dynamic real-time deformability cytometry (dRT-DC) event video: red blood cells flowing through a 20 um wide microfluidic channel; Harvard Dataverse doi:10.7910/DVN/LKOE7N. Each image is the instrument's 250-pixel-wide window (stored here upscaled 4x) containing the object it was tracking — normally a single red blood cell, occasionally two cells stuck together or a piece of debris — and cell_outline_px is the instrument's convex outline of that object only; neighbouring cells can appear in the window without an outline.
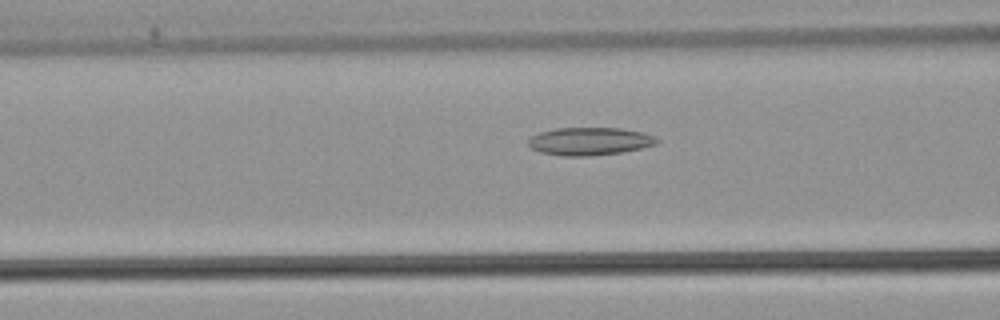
{"species": "common noctule bat (a hibernating species)", "species_latin": "Nyctalus noctula", "temperature_condition": "warm", "stored_images_in_passage": 34, "camera_frame_rate_fps": 3000, "um_per_image_px": 0.085, "animal": {"sex": "male", "body_mass_g": 21.5, "forearm_length_mm": 52.0}, "frame": {"image": 1, "passage_image": 11, "time_ms": 3.333, "image_size_px": [1000, 320], "cell_outline_px": [[660, 140], [656, 144], [640, 148], [620, 152], [588, 156], [564, 156], [540, 152], [532, 148], [528, 144], [528, 140], [532, 136], [540, 132], [556, 128], [620, 128], [644, 132], [656, 136]], "centroid_in_image_um": [50.14, 12.0], "position_along_channel_um": 116.5, "area_um2": 20.81}}
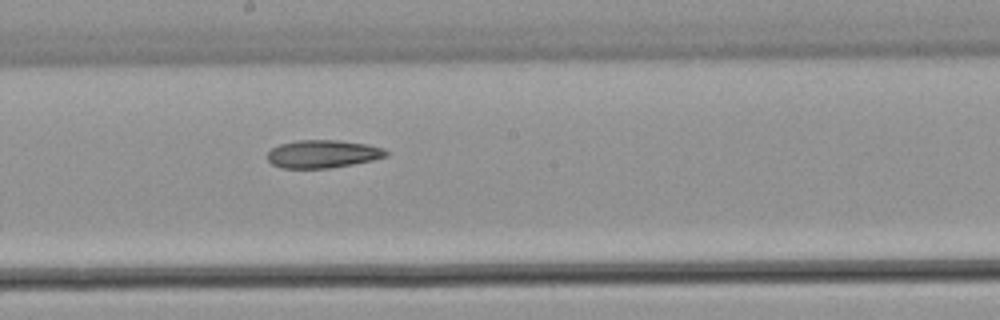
{"frame": {"image": 2, "passage_image": 19, "time_ms": 6.0, "image_size_px": [1000, 320], "cell_outline_px": [[388, 156], [372, 160], [352, 164], [328, 168], [284, 168], [272, 164], [268, 160], [268, 152], [272, 148], [280, 144], [296, 140], [336, 140], [368, 144], [384, 148], [388, 152]], "centroid_in_image_um": [27.45, 13.08], "position_along_channel_um": 220.7, "area_um2": 19.25}}
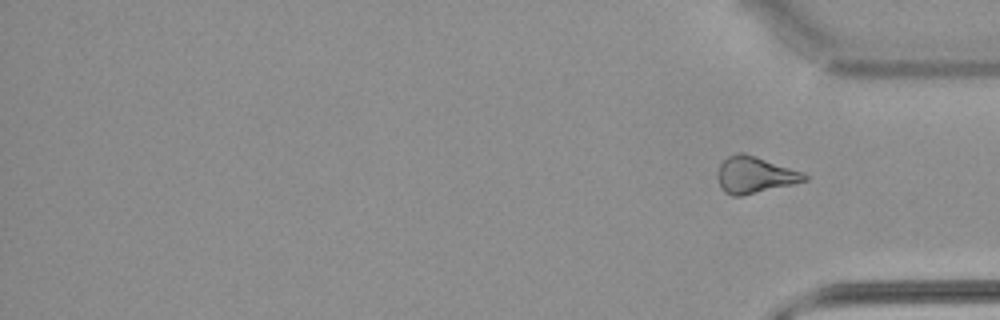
{"frame": {"image": 3, "passage_image": 34, "time_ms": 11.0, "image_size_px": [1000, 320], "cell_outline_px": [[808, 180], [792, 184], [740, 196], [732, 196], [724, 192], [716, 176], [720, 164], [728, 156], [736, 152], [744, 152], [756, 156], [800, 172], [808, 176]], "centroid_in_image_um": [64.1, 14.86], "position_along_channel_um": 371.1, "area_um2": 18.21}}